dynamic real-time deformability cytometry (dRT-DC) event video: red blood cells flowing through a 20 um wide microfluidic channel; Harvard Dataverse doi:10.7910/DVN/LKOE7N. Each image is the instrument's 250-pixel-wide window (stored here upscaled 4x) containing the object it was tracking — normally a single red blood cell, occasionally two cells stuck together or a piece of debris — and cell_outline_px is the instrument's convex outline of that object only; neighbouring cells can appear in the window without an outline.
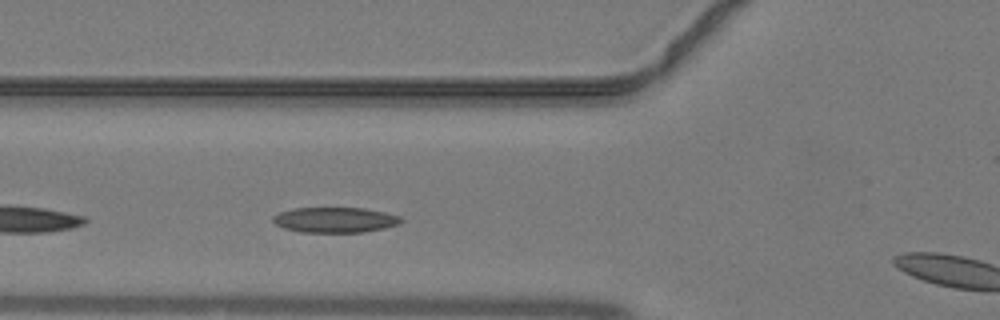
{"species": "common noctule bat (a hibernating species)", "species_latin": "Nyctalus noctula", "temperature_condition": "warm", "stored_images_in_passage": 5, "camera_frame_rate_fps": 3000, "um_per_image_px": 0.085, "animal": {"sex": "male", "body_mass_g": 19.2, "forearm_length_mm": 51.8}, "frame": {"image": 1, "passage_image": 4, "time_ms": 1.0, "image_size_px": [1000, 320], "cell_outline_px": [[404, 220], [400, 224], [384, 228], [360, 232], [300, 232], [284, 228], [276, 224], [272, 220], [272, 216], [280, 212], [292, 208], [364, 208], [384, 212], [400, 216]], "centroid_in_image_um": [28.48, 18.69], "position_along_channel_um": 97.3, "area_um2": 18.9}}